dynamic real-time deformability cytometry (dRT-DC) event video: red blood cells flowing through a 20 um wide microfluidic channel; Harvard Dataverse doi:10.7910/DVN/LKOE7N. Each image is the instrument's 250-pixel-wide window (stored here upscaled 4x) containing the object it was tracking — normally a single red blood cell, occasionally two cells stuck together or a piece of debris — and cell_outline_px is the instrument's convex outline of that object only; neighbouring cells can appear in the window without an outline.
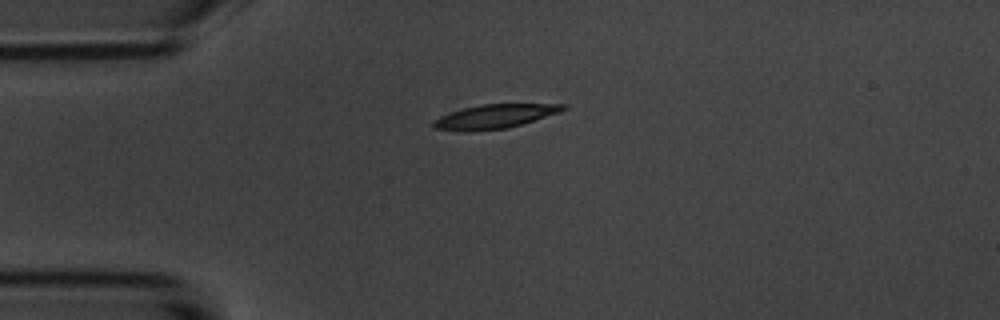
{"species": "common noctule bat (a hibernating species)", "species_latin": "Nyctalus noctula", "temperature_condition": "room temperature", "stored_images_in_passage": 10, "camera_frame_rate_fps": 3000, "um_per_image_px": 0.085, "animal": {"sex": "male", "body_mass_g": 20.1, "forearm_length_mm": 53.5}, "frame": {"image": 1, "passage_image": 1, "time_ms": 0.0, "image_size_px": [1000, 320], "cell_outline_px": [[568, 108], [560, 112], [508, 128], [472, 132], [468, 132], [432, 128], [428, 124], [432, 120], [440, 116], [464, 108], [480, 104], [568, 104]], "centroid_in_image_um": [41.99, 9.91], "position_along_channel_um": 43.0, "area_um2": 18.38}}
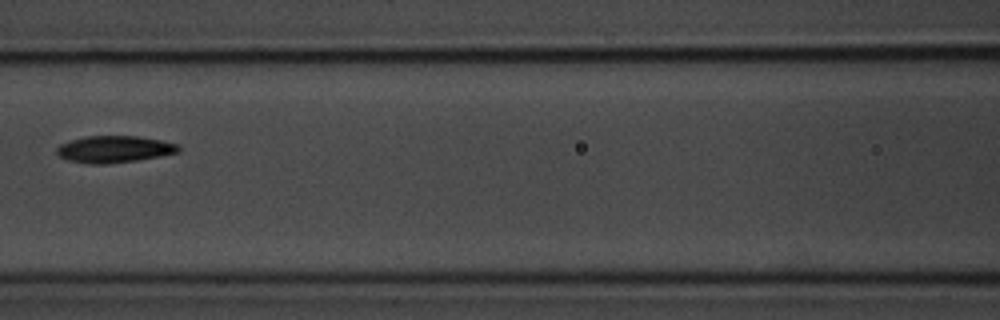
{"frame": {"image": 2, "passage_image": 4, "time_ms": 3.667, "image_size_px": [1000, 320], "cell_outline_px": [[180, 152], [160, 156], [136, 160], [108, 164], [88, 164], [68, 160], [60, 156], [56, 152], [56, 148], [60, 144], [68, 140], [88, 136], [136, 136], [160, 140], [180, 144]], "centroid_in_image_um": [9.71, 12.68], "position_along_channel_um": 156.9, "area_um2": 19.13}}
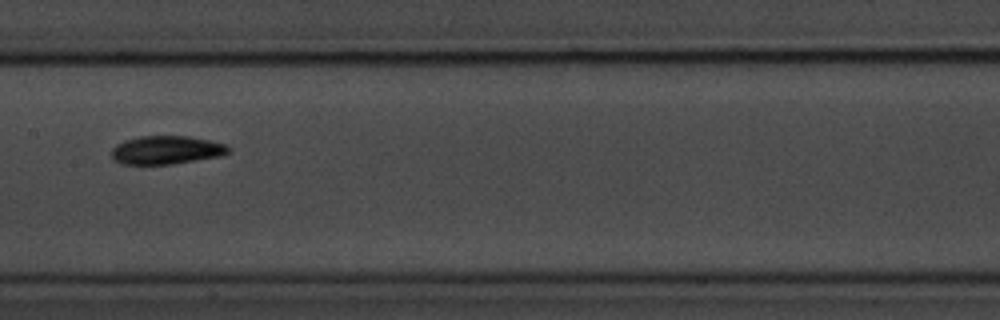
{"frame": {"image": 3, "passage_image": 5, "time_ms": 4.667, "image_size_px": [1000, 320], "cell_outline_px": [[232, 148], [228, 152], [220, 156], [172, 164], [120, 164], [112, 160], [112, 148], [116, 144], [124, 140], [140, 136], [188, 136], [212, 140], [228, 144]], "centroid_in_image_um": [14.15, 12.74], "position_along_channel_um": 193.3, "area_um2": 19.59}, "authors_computed_cell_mechanics": {"area_um2": 18.8139, "velocity_mm_per_s": 3.6382, "shape_relaxation_time_tau1_ms": 3.2369, "shape_relaxation_time_tau2_ms": 7.7925, "deformation_change_tau1": 0.1325, "deformation_change_tau2": 0.135}}